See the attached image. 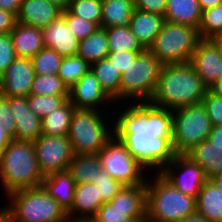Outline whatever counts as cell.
<instances>
[{"label": "cell", "instance_id": "cell-29", "mask_svg": "<svg viewBox=\"0 0 222 222\" xmlns=\"http://www.w3.org/2000/svg\"><path fill=\"white\" fill-rule=\"evenodd\" d=\"M110 53L105 28L100 27L79 43L77 55L81 56L89 65L107 58Z\"/></svg>", "mask_w": 222, "mask_h": 222}, {"label": "cell", "instance_id": "cell-53", "mask_svg": "<svg viewBox=\"0 0 222 222\" xmlns=\"http://www.w3.org/2000/svg\"><path fill=\"white\" fill-rule=\"evenodd\" d=\"M47 1L58 6L62 10H66L71 0H47Z\"/></svg>", "mask_w": 222, "mask_h": 222}, {"label": "cell", "instance_id": "cell-41", "mask_svg": "<svg viewBox=\"0 0 222 222\" xmlns=\"http://www.w3.org/2000/svg\"><path fill=\"white\" fill-rule=\"evenodd\" d=\"M202 103L206 108L212 126L222 125V97L215 96L207 90Z\"/></svg>", "mask_w": 222, "mask_h": 222}, {"label": "cell", "instance_id": "cell-38", "mask_svg": "<svg viewBox=\"0 0 222 222\" xmlns=\"http://www.w3.org/2000/svg\"><path fill=\"white\" fill-rule=\"evenodd\" d=\"M67 99H69V95L43 96L29 94L27 96L30 109L41 119L60 107Z\"/></svg>", "mask_w": 222, "mask_h": 222}, {"label": "cell", "instance_id": "cell-36", "mask_svg": "<svg viewBox=\"0 0 222 222\" xmlns=\"http://www.w3.org/2000/svg\"><path fill=\"white\" fill-rule=\"evenodd\" d=\"M67 10L72 15L101 27L102 0H71Z\"/></svg>", "mask_w": 222, "mask_h": 222}, {"label": "cell", "instance_id": "cell-52", "mask_svg": "<svg viewBox=\"0 0 222 222\" xmlns=\"http://www.w3.org/2000/svg\"><path fill=\"white\" fill-rule=\"evenodd\" d=\"M175 222H208V221L205 218H203L201 215L195 213L191 216L179 219L178 221Z\"/></svg>", "mask_w": 222, "mask_h": 222}, {"label": "cell", "instance_id": "cell-20", "mask_svg": "<svg viewBox=\"0 0 222 222\" xmlns=\"http://www.w3.org/2000/svg\"><path fill=\"white\" fill-rule=\"evenodd\" d=\"M62 11L58 6L47 0H23L16 21L44 29L61 16Z\"/></svg>", "mask_w": 222, "mask_h": 222}, {"label": "cell", "instance_id": "cell-32", "mask_svg": "<svg viewBox=\"0 0 222 222\" xmlns=\"http://www.w3.org/2000/svg\"><path fill=\"white\" fill-rule=\"evenodd\" d=\"M110 52L144 51L129 26H111L105 29Z\"/></svg>", "mask_w": 222, "mask_h": 222}, {"label": "cell", "instance_id": "cell-44", "mask_svg": "<svg viewBox=\"0 0 222 222\" xmlns=\"http://www.w3.org/2000/svg\"><path fill=\"white\" fill-rule=\"evenodd\" d=\"M143 51H117L110 52L107 58L123 73L133 63L136 57Z\"/></svg>", "mask_w": 222, "mask_h": 222}, {"label": "cell", "instance_id": "cell-16", "mask_svg": "<svg viewBox=\"0 0 222 222\" xmlns=\"http://www.w3.org/2000/svg\"><path fill=\"white\" fill-rule=\"evenodd\" d=\"M189 63L207 88L222 77V55L210 39L198 43Z\"/></svg>", "mask_w": 222, "mask_h": 222}, {"label": "cell", "instance_id": "cell-18", "mask_svg": "<svg viewBox=\"0 0 222 222\" xmlns=\"http://www.w3.org/2000/svg\"><path fill=\"white\" fill-rule=\"evenodd\" d=\"M43 40L44 47L53 49L62 57L78 53L80 40L73 35L63 15L43 29Z\"/></svg>", "mask_w": 222, "mask_h": 222}, {"label": "cell", "instance_id": "cell-21", "mask_svg": "<svg viewBox=\"0 0 222 222\" xmlns=\"http://www.w3.org/2000/svg\"><path fill=\"white\" fill-rule=\"evenodd\" d=\"M17 57L32 58L44 48L43 29L17 22L10 32Z\"/></svg>", "mask_w": 222, "mask_h": 222}, {"label": "cell", "instance_id": "cell-26", "mask_svg": "<svg viewBox=\"0 0 222 222\" xmlns=\"http://www.w3.org/2000/svg\"><path fill=\"white\" fill-rule=\"evenodd\" d=\"M203 170L207 178L222 173V148L214 146L208 139L186 153Z\"/></svg>", "mask_w": 222, "mask_h": 222}, {"label": "cell", "instance_id": "cell-1", "mask_svg": "<svg viewBox=\"0 0 222 222\" xmlns=\"http://www.w3.org/2000/svg\"><path fill=\"white\" fill-rule=\"evenodd\" d=\"M115 106L114 135L148 173H160L175 156L172 110L149 102H124ZM118 108L122 109L118 111Z\"/></svg>", "mask_w": 222, "mask_h": 222}, {"label": "cell", "instance_id": "cell-7", "mask_svg": "<svg viewBox=\"0 0 222 222\" xmlns=\"http://www.w3.org/2000/svg\"><path fill=\"white\" fill-rule=\"evenodd\" d=\"M163 66L164 64L148 49L139 53L135 61L121 74L120 104L149 102L155 92Z\"/></svg>", "mask_w": 222, "mask_h": 222}, {"label": "cell", "instance_id": "cell-13", "mask_svg": "<svg viewBox=\"0 0 222 222\" xmlns=\"http://www.w3.org/2000/svg\"><path fill=\"white\" fill-rule=\"evenodd\" d=\"M160 174L180 192L195 199L208 180L204 170L186 154H175Z\"/></svg>", "mask_w": 222, "mask_h": 222}, {"label": "cell", "instance_id": "cell-45", "mask_svg": "<svg viewBox=\"0 0 222 222\" xmlns=\"http://www.w3.org/2000/svg\"><path fill=\"white\" fill-rule=\"evenodd\" d=\"M167 0H137L135 8L164 16Z\"/></svg>", "mask_w": 222, "mask_h": 222}, {"label": "cell", "instance_id": "cell-4", "mask_svg": "<svg viewBox=\"0 0 222 222\" xmlns=\"http://www.w3.org/2000/svg\"><path fill=\"white\" fill-rule=\"evenodd\" d=\"M2 206L7 222H70L68 213L41 186L9 193Z\"/></svg>", "mask_w": 222, "mask_h": 222}, {"label": "cell", "instance_id": "cell-8", "mask_svg": "<svg viewBox=\"0 0 222 222\" xmlns=\"http://www.w3.org/2000/svg\"><path fill=\"white\" fill-rule=\"evenodd\" d=\"M201 40L197 28L164 21L148 50L164 65L182 64L190 61Z\"/></svg>", "mask_w": 222, "mask_h": 222}, {"label": "cell", "instance_id": "cell-23", "mask_svg": "<svg viewBox=\"0 0 222 222\" xmlns=\"http://www.w3.org/2000/svg\"><path fill=\"white\" fill-rule=\"evenodd\" d=\"M42 187L66 212L72 208L76 183L68 170L44 176Z\"/></svg>", "mask_w": 222, "mask_h": 222}, {"label": "cell", "instance_id": "cell-25", "mask_svg": "<svg viewBox=\"0 0 222 222\" xmlns=\"http://www.w3.org/2000/svg\"><path fill=\"white\" fill-rule=\"evenodd\" d=\"M196 213L208 222H222V191L209 179L196 198Z\"/></svg>", "mask_w": 222, "mask_h": 222}, {"label": "cell", "instance_id": "cell-40", "mask_svg": "<svg viewBox=\"0 0 222 222\" xmlns=\"http://www.w3.org/2000/svg\"><path fill=\"white\" fill-rule=\"evenodd\" d=\"M93 184H96L99 196L103 203L109 202L123 187V185L113 179L106 171L101 170L96 179H93Z\"/></svg>", "mask_w": 222, "mask_h": 222}, {"label": "cell", "instance_id": "cell-33", "mask_svg": "<svg viewBox=\"0 0 222 222\" xmlns=\"http://www.w3.org/2000/svg\"><path fill=\"white\" fill-rule=\"evenodd\" d=\"M89 70L90 65L81 56H67L61 61L58 76L69 89Z\"/></svg>", "mask_w": 222, "mask_h": 222}, {"label": "cell", "instance_id": "cell-48", "mask_svg": "<svg viewBox=\"0 0 222 222\" xmlns=\"http://www.w3.org/2000/svg\"><path fill=\"white\" fill-rule=\"evenodd\" d=\"M208 140L216 146L222 148V125L212 126Z\"/></svg>", "mask_w": 222, "mask_h": 222}, {"label": "cell", "instance_id": "cell-3", "mask_svg": "<svg viewBox=\"0 0 222 222\" xmlns=\"http://www.w3.org/2000/svg\"><path fill=\"white\" fill-rule=\"evenodd\" d=\"M43 178L33 142L12 140L0 157V182L5 195L41 187Z\"/></svg>", "mask_w": 222, "mask_h": 222}, {"label": "cell", "instance_id": "cell-15", "mask_svg": "<svg viewBox=\"0 0 222 222\" xmlns=\"http://www.w3.org/2000/svg\"><path fill=\"white\" fill-rule=\"evenodd\" d=\"M34 77L31 58L17 57L0 76V95L27 97L30 94Z\"/></svg>", "mask_w": 222, "mask_h": 222}, {"label": "cell", "instance_id": "cell-46", "mask_svg": "<svg viewBox=\"0 0 222 222\" xmlns=\"http://www.w3.org/2000/svg\"><path fill=\"white\" fill-rule=\"evenodd\" d=\"M16 23V16L14 14L0 9V34L10 33Z\"/></svg>", "mask_w": 222, "mask_h": 222}, {"label": "cell", "instance_id": "cell-56", "mask_svg": "<svg viewBox=\"0 0 222 222\" xmlns=\"http://www.w3.org/2000/svg\"><path fill=\"white\" fill-rule=\"evenodd\" d=\"M0 222H7V219L3 213L0 214Z\"/></svg>", "mask_w": 222, "mask_h": 222}, {"label": "cell", "instance_id": "cell-28", "mask_svg": "<svg viewBox=\"0 0 222 222\" xmlns=\"http://www.w3.org/2000/svg\"><path fill=\"white\" fill-rule=\"evenodd\" d=\"M75 109L67 99L60 107L41 119L42 135L67 136Z\"/></svg>", "mask_w": 222, "mask_h": 222}, {"label": "cell", "instance_id": "cell-27", "mask_svg": "<svg viewBox=\"0 0 222 222\" xmlns=\"http://www.w3.org/2000/svg\"><path fill=\"white\" fill-rule=\"evenodd\" d=\"M90 70L98 79L101 88L115 102L120 104L121 72L108 58L90 65Z\"/></svg>", "mask_w": 222, "mask_h": 222}, {"label": "cell", "instance_id": "cell-35", "mask_svg": "<svg viewBox=\"0 0 222 222\" xmlns=\"http://www.w3.org/2000/svg\"><path fill=\"white\" fill-rule=\"evenodd\" d=\"M63 57L51 48L44 47L31 58L38 75H58Z\"/></svg>", "mask_w": 222, "mask_h": 222}, {"label": "cell", "instance_id": "cell-30", "mask_svg": "<svg viewBox=\"0 0 222 222\" xmlns=\"http://www.w3.org/2000/svg\"><path fill=\"white\" fill-rule=\"evenodd\" d=\"M134 8L125 0H102L101 27L129 26Z\"/></svg>", "mask_w": 222, "mask_h": 222}, {"label": "cell", "instance_id": "cell-10", "mask_svg": "<svg viewBox=\"0 0 222 222\" xmlns=\"http://www.w3.org/2000/svg\"><path fill=\"white\" fill-rule=\"evenodd\" d=\"M147 206L146 183L123 186L92 218L94 222H145Z\"/></svg>", "mask_w": 222, "mask_h": 222}, {"label": "cell", "instance_id": "cell-5", "mask_svg": "<svg viewBox=\"0 0 222 222\" xmlns=\"http://www.w3.org/2000/svg\"><path fill=\"white\" fill-rule=\"evenodd\" d=\"M149 176L145 222H175L196 213L194 197L180 192L160 173Z\"/></svg>", "mask_w": 222, "mask_h": 222}, {"label": "cell", "instance_id": "cell-6", "mask_svg": "<svg viewBox=\"0 0 222 222\" xmlns=\"http://www.w3.org/2000/svg\"><path fill=\"white\" fill-rule=\"evenodd\" d=\"M103 112L75 109L67 135L74 154H98L114 136V120L111 118L114 114L110 112L111 116H108Z\"/></svg>", "mask_w": 222, "mask_h": 222}, {"label": "cell", "instance_id": "cell-34", "mask_svg": "<svg viewBox=\"0 0 222 222\" xmlns=\"http://www.w3.org/2000/svg\"><path fill=\"white\" fill-rule=\"evenodd\" d=\"M30 94L43 96L69 95V89L58 75L35 74Z\"/></svg>", "mask_w": 222, "mask_h": 222}, {"label": "cell", "instance_id": "cell-50", "mask_svg": "<svg viewBox=\"0 0 222 222\" xmlns=\"http://www.w3.org/2000/svg\"><path fill=\"white\" fill-rule=\"evenodd\" d=\"M207 89L213 95L222 97V77L219 80L215 81Z\"/></svg>", "mask_w": 222, "mask_h": 222}, {"label": "cell", "instance_id": "cell-47", "mask_svg": "<svg viewBox=\"0 0 222 222\" xmlns=\"http://www.w3.org/2000/svg\"><path fill=\"white\" fill-rule=\"evenodd\" d=\"M22 1L23 0H0V9L17 16Z\"/></svg>", "mask_w": 222, "mask_h": 222}, {"label": "cell", "instance_id": "cell-42", "mask_svg": "<svg viewBox=\"0 0 222 222\" xmlns=\"http://www.w3.org/2000/svg\"><path fill=\"white\" fill-rule=\"evenodd\" d=\"M17 58L10 33L0 34V76Z\"/></svg>", "mask_w": 222, "mask_h": 222}, {"label": "cell", "instance_id": "cell-37", "mask_svg": "<svg viewBox=\"0 0 222 222\" xmlns=\"http://www.w3.org/2000/svg\"><path fill=\"white\" fill-rule=\"evenodd\" d=\"M198 31L201 39H211L213 36L222 33L221 4L202 11Z\"/></svg>", "mask_w": 222, "mask_h": 222}, {"label": "cell", "instance_id": "cell-57", "mask_svg": "<svg viewBox=\"0 0 222 222\" xmlns=\"http://www.w3.org/2000/svg\"><path fill=\"white\" fill-rule=\"evenodd\" d=\"M125 1H128V2L132 3L134 6H135V4L137 2V0H125Z\"/></svg>", "mask_w": 222, "mask_h": 222}, {"label": "cell", "instance_id": "cell-12", "mask_svg": "<svg viewBox=\"0 0 222 222\" xmlns=\"http://www.w3.org/2000/svg\"><path fill=\"white\" fill-rule=\"evenodd\" d=\"M33 144L43 176L68 170L74 156L68 136L40 135Z\"/></svg>", "mask_w": 222, "mask_h": 222}, {"label": "cell", "instance_id": "cell-19", "mask_svg": "<svg viewBox=\"0 0 222 222\" xmlns=\"http://www.w3.org/2000/svg\"><path fill=\"white\" fill-rule=\"evenodd\" d=\"M103 204L96 184H77L74 193V204L67 212L69 221L86 222L91 220Z\"/></svg>", "mask_w": 222, "mask_h": 222}, {"label": "cell", "instance_id": "cell-43", "mask_svg": "<svg viewBox=\"0 0 222 222\" xmlns=\"http://www.w3.org/2000/svg\"><path fill=\"white\" fill-rule=\"evenodd\" d=\"M0 127L6 129V133L15 140L16 121L11 113L8 97L0 95Z\"/></svg>", "mask_w": 222, "mask_h": 222}, {"label": "cell", "instance_id": "cell-49", "mask_svg": "<svg viewBox=\"0 0 222 222\" xmlns=\"http://www.w3.org/2000/svg\"><path fill=\"white\" fill-rule=\"evenodd\" d=\"M13 139L6 133V129L0 127V157L4 149Z\"/></svg>", "mask_w": 222, "mask_h": 222}, {"label": "cell", "instance_id": "cell-39", "mask_svg": "<svg viewBox=\"0 0 222 222\" xmlns=\"http://www.w3.org/2000/svg\"><path fill=\"white\" fill-rule=\"evenodd\" d=\"M62 15L65 17L66 23L73 35L80 41L86 39L100 28L96 23L72 15L67 9L62 11Z\"/></svg>", "mask_w": 222, "mask_h": 222}, {"label": "cell", "instance_id": "cell-55", "mask_svg": "<svg viewBox=\"0 0 222 222\" xmlns=\"http://www.w3.org/2000/svg\"><path fill=\"white\" fill-rule=\"evenodd\" d=\"M209 180L222 191V173L214 175L213 177L209 178Z\"/></svg>", "mask_w": 222, "mask_h": 222}, {"label": "cell", "instance_id": "cell-24", "mask_svg": "<svg viewBox=\"0 0 222 222\" xmlns=\"http://www.w3.org/2000/svg\"><path fill=\"white\" fill-rule=\"evenodd\" d=\"M201 15L202 9L198 0H167L164 20L198 29Z\"/></svg>", "mask_w": 222, "mask_h": 222}, {"label": "cell", "instance_id": "cell-17", "mask_svg": "<svg viewBox=\"0 0 222 222\" xmlns=\"http://www.w3.org/2000/svg\"><path fill=\"white\" fill-rule=\"evenodd\" d=\"M8 103L16 121V141L33 142L42 135L41 118L30 109L27 97H8Z\"/></svg>", "mask_w": 222, "mask_h": 222}, {"label": "cell", "instance_id": "cell-11", "mask_svg": "<svg viewBox=\"0 0 222 222\" xmlns=\"http://www.w3.org/2000/svg\"><path fill=\"white\" fill-rule=\"evenodd\" d=\"M97 155L102 170L106 171L123 186H135L147 182L149 174L146 169L131 155L115 135Z\"/></svg>", "mask_w": 222, "mask_h": 222}, {"label": "cell", "instance_id": "cell-9", "mask_svg": "<svg viewBox=\"0 0 222 222\" xmlns=\"http://www.w3.org/2000/svg\"><path fill=\"white\" fill-rule=\"evenodd\" d=\"M212 124L204 104L172 110V145L175 154H186L208 139Z\"/></svg>", "mask_w": 222, "mask_h": 222}, {"label": "cell", "instance_id": "cell-51", "mask_svg": "<svg viewBox=\"0 0 222 222\" xmlns=\"http://www.w3.org/2000/svg\"><path fill=\"white\" fill-rule=\"evenodd\" d=\"M198 1L202 11L209 8H213L217 5H220L221 3V0H198Z\"/></svg>", "mask_w": 222, "mask_h": 222}, {"label": "cell", "instance_id": "cell-2", "mask_svg": "<svg viewBox=\"0 0 222 222\" xmlns=\"http://www.w3.org/2000/svg\"><path fill=\"white\" fill-rule=\"evenodd\" d=\"M207 90L189 62L167 64L162 68L155 92L149 103L175 110L201 103Z\"/></svg>", "mask_w": 222, "mask_h": 222}, {"label": "cell", "instance_id": "cell-14", "mask_svg": "<svg viewBox=\"0 0 222 222\" xmlns=\"http://www.w3.org/2000/svg\"><path fill=\"white\" fill-rule=\"evenodd\" d=\"M69 101L76 109L105 112L114 110V105H116L101 88L98 79L91 70L84 74L72 87L69 88ZM111 103L113 104L112 109L110 107L112 105ZM103 107L106 108L104 109Z\"/></svg>", "mask_w": 222, "mask_h": 222}, {"label": "cell", "instance_id": "cell-22", "mask_svg": "<svg viewBox=\"0 0 222 222\" xmlns=\"http://www.w3.org/2000/svg\"><path fill=\"white\" fill-rule=\"evenodd\" d=\"M164 16L134 8L129 28L144 49H148L159 34Z\"/></svg>", "mask_w": 222, "mask_h": 222}, {"label": "cell", "instance_id": "cell-31", "mask_svg": "<svg viewBox=\"0 0 222 222\" xmlns=\"http://www.w3.org/2000/svg\"><path fill=\"white\" fill-rule=\"evenodd\" d=\"M101 170L102 165L97 154H74L68 167V171L71 173L76 185L80 183H92Z\"/></svg>", "mask_w": 222, "mask_h": 222}, {"label": "cell", "instance_id": "cell-54", "mask_svg": "<svg viewBox=\"0 0 222 222\" xmlns=\"http://www.w3.org/2000/svg\"><path fill=\"white\" fill-rule=\"evenodd\" d=\"M210 40L215 44L219 53L222 55V33L213 36Z\"/></svg>", "mask_w": 222, "mask_h": 222}]
</instances>
